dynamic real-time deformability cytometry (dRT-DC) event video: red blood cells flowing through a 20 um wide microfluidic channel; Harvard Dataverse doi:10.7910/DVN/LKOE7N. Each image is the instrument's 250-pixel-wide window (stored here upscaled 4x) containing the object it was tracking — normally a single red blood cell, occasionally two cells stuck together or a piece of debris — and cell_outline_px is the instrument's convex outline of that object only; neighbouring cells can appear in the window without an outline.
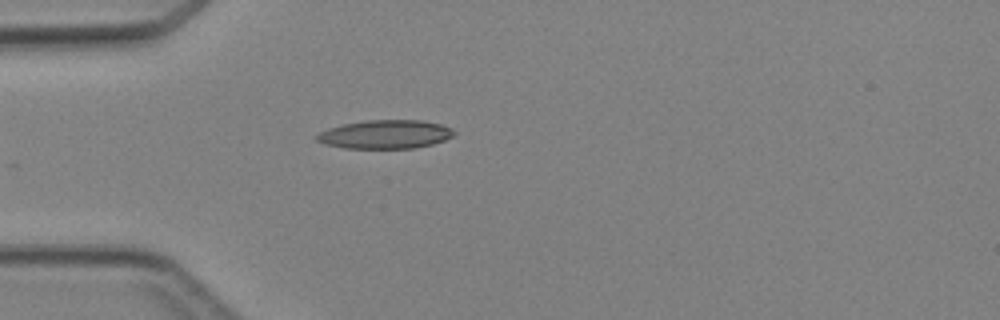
{"species": "Egyptian fruit bat (a non-hibernating species)", "species_latin": "Rousettus aegyptiacus", "temperature_condition": "cold", "stored_images_in_passage": 4, "camera_frame_rate_fps": 3000, "um_per_image_px": 0.085, "animal": {"sex": "female"}, "frame": {"image": 1, "passage_image": 4, "time_ms": 3.333, "image_size_px": [1000, 320], "cell_outline_px": [[456, 132], [452, 136], [444, 140], [432, 144], [416, 148], [344, 148], [324, 144], [316, 140], [316, 136], [320, 132], [328, 128], [344, 124], [368, 120], [420, 120], [440, 124], [452, 128]], "centroid_in_image_um": [32.75, 11.42], "position_along_channel_um": 52.2, "area_um2": 22.83}}